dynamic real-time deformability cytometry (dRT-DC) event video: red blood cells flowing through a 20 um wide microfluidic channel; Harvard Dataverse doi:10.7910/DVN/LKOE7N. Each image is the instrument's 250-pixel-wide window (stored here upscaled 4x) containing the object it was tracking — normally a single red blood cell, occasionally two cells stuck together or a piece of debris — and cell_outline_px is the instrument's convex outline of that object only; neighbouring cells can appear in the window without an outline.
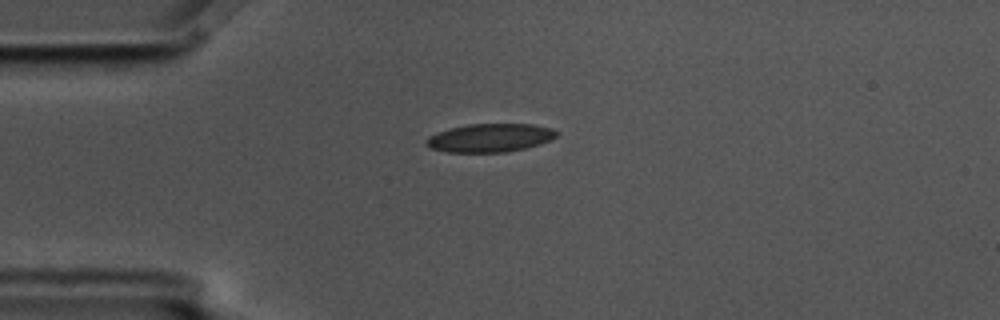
{"species": "common noctule bat (a hibernating species)", "species_latin": "Nyctalus noctula", "temperature_condition": "cold", "stored_images_in_passage": 5, "camera_frame_rate_fps": 3000, "um_per_image_px": 0.085, "animal": {"sex": "male", "body_mass_g": 17.5, "forearm_length_mm": 52.3}, "frame": {"image": 1, "passage_image": 1, "time_ms": 0.0, "image_size_px": [1000, 320], "cell_outline_px": [[560, 132], [556, 136], [548, 140], [524, 148], [504, 152], [444, 152], [432, 148], [424, 140], [428, 136], [436, 132], [468, 124], [532, 124], [552, 128]], "centroid_in_image_um": [41.63, 11.71], "position_along_channel_um": 43.4, "area_um2": 21.33}}